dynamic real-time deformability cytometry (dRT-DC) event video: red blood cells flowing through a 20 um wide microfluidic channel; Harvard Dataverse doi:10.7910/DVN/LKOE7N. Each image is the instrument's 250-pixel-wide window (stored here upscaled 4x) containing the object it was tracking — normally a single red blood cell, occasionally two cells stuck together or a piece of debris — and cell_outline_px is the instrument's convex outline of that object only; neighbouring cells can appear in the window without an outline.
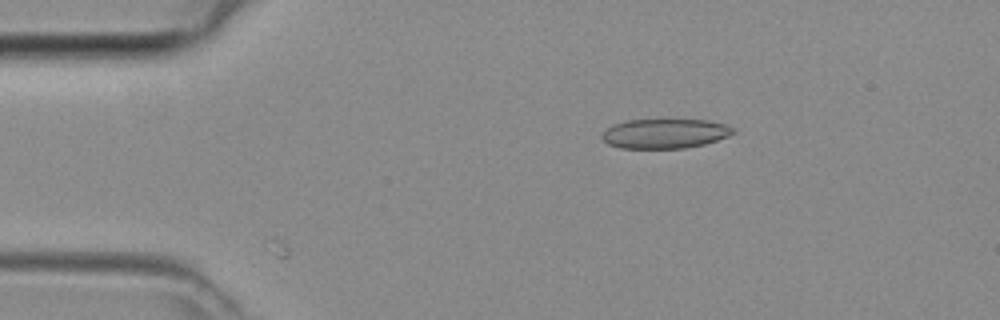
{"species": "common noctule bat (a hibernating species)", "species_latin": "Nyctalus noctula", "temperature_condition": "room temperature", "stored_images_in_passage": 2, "camera_frame_rate_fps": 3000, "um_per_image_px": 0.085, "animal": {"sex": "female", "body_mass_g": 29.2, "forearm_length_mm": 56.3}, "frame": {"image": 1, "passage_image": 1, "time_ms": 0.0, "image_size_px": [1000, 320], "cell_outline_px": [[736, 132], [728, 136], [704, 144], [684, 148], [620, 148], [608, 144], [600, 136], [612, 124], [628, 120], [708, 120], [724, 124], [736, 128]], "centroid_in_image_um": [56.52, 11.35], "position_along_channel_um": 28.5, "area_um2": 22.54}}